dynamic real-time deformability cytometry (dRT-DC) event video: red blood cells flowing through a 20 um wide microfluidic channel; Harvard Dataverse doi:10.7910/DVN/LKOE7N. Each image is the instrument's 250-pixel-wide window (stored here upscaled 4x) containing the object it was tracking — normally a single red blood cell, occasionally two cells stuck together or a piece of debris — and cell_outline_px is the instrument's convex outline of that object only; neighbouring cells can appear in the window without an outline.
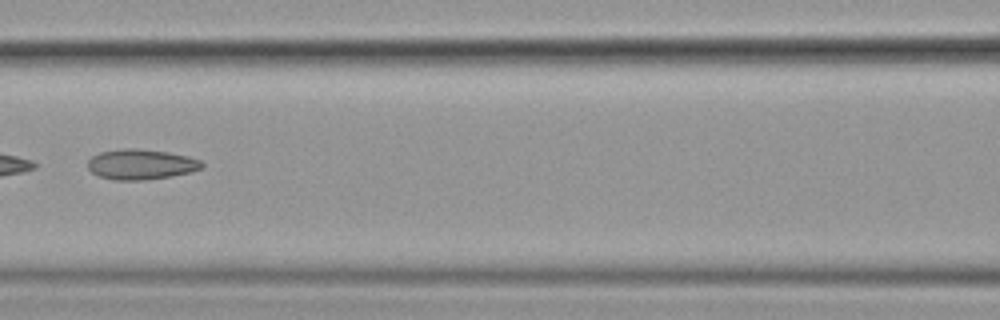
{"species": "common noctule bat (a hibernating species)", "species_latin": "Nyctalus noctula", "temperature_condition": "cold", "stored_images_in_passage": 9, "camera_frame_rate_fps": 3000, "um_per_image_px": 0.085, "animal": {"sex": "female", "body_mass_g": 19.9}, "frame": {"image": 1, "passage_image": 6, "time_ms": 1.667, "image_size_px": [1000, 320], "cell_outline_px": [[204, 164], [200, 168], [192, 172], [172, 176], [144, 180], [112, 180], [100, 176], [92, 172], [88, 168], [88, 160], [92, 156], [100, 152], [120, 148], [136, 148], [168, 152], [188, 156], [200, 160]], "centroid_in_image_um": [11.98, 13.96], "position_along_channel_um": 154.6, "area_um2": 20.23}}
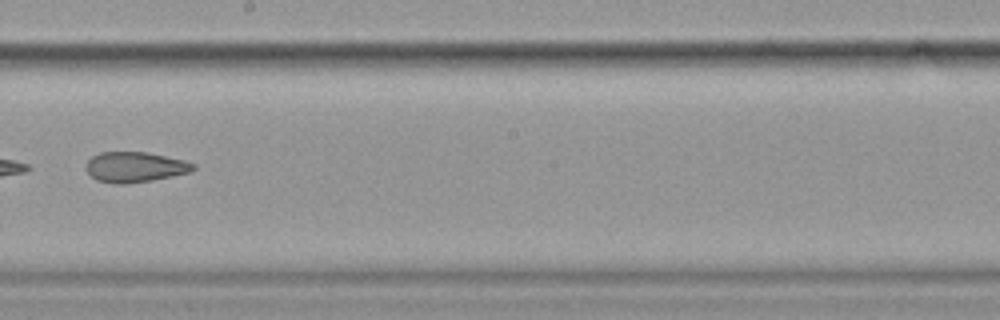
{"frame": {"image": 2, "passage_image": 8, "time_ms": 2.333, "image_size_px": [1000, 320], "cell_outline_px": [[196, 168], [188, 172], [172, 176], [152, 180], [124, 184], [116, 184], [96, 180], [84, 168], [88, 160], [92, 156], [100, 152], [148, 152], [184, 160], [196, 164]], "centroid_in_image_um": [11.45, 14.19], "position_along_channel_um": 236.7, "area_um2": 18.96}}
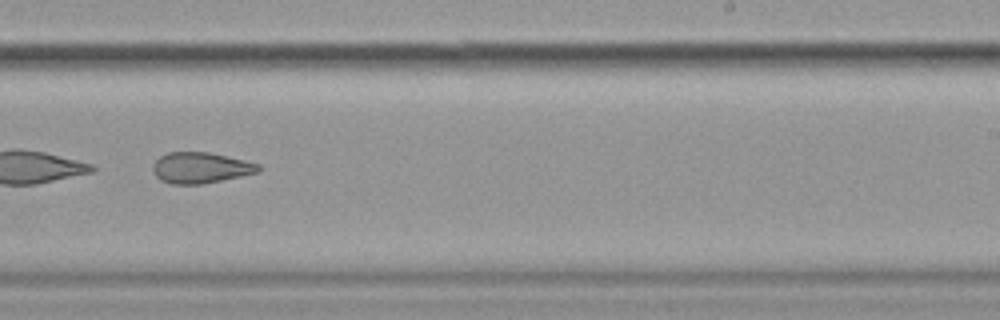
{"frame": {"image": 3, "passage_image": 9, "time_ms": 2.667, "image_size_px": [1000, 320], "cell_outline_px": [[260, 172], [200, 184], [172, 184], [160, 180], [156, 176], [152, 168], [152, 164], [160, 156], [168, 152], [208, 152], [244, 160], [260, 164]], "centroid_in_image_um": [17.03, 14.25], "position_along_channel_um": 272.0, "area_um2": 18.9}}